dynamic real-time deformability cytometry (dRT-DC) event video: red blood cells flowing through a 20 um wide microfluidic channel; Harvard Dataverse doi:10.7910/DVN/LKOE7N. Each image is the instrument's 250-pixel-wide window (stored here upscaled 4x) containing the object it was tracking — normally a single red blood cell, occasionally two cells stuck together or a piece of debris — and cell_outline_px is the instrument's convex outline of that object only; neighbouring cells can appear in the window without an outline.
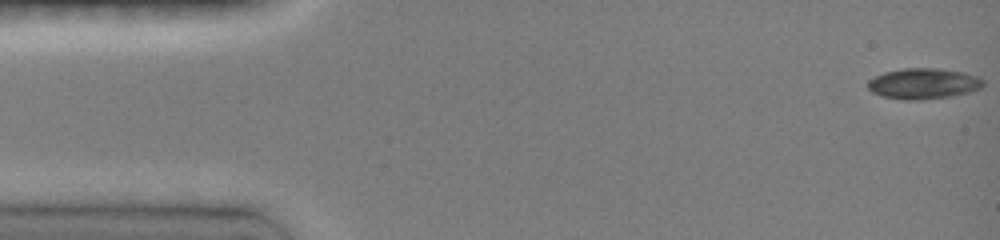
{"species": "common noctule bat (a hibernating species)", "species_latin": "Nyctalus noctula", "temperature_condition": "room temperature", "stored_images_in_passage": 8, "camera_frame_rate_fps": 3000, "um_per_image_px": 0.085, "animal": {"sex": "female", "body_mass_g": 19.0, "forearm_length_mm": 51.5}, "frame": {"image": 1, "passage_image": 1, "time_ms": 0.0, "image_size_px": [1000, 240], "cell_outline_px": [[984, 84], [980, 88], [968, 92], [952, 96], [916, 100], [904, 100], [884, 96], [872, 92], [868, 88], [868, 80], [884, 72], [904, 68], [936, 68], [964, 72], [980, 76], [984, 80]], "centroid_in_image_um": [78.52, 7.1], "position_along_channel_um": 6.5, "area_um2": 20.63}}
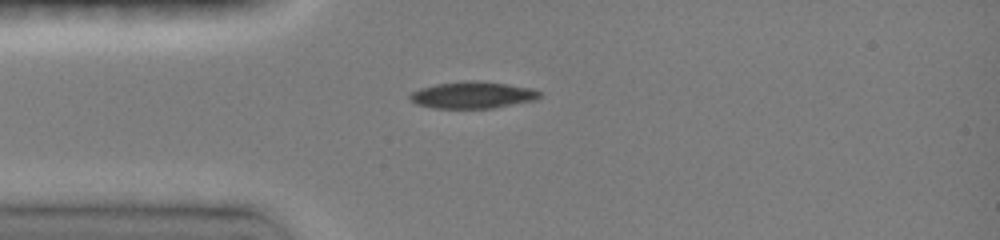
{"frame": {"image": 2, "passage_image": 5, "time_ms": 3.667, "image_size_px": [1000, 240], "cell_outline_px": [[544, 96], [536, 100], [492, 108], [432, 108], [416, 104], [408, 96], [412, 92], [420, 88], [436, 84], [460, 80], [476, 80], [508, 84], [532, 88], [540, 92]], "centroid_in_image_um": [40.19, 8.07], "position_along_channel_um": 44.8, "area_um2": 20.46}}
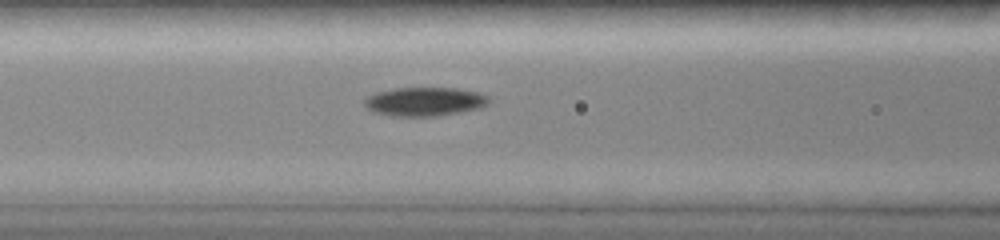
{"frame": {"image": 3, "passage_image": 8, "time_ms": 6.0, "image_size_px": [1000, 240], "cell_outline_px": [[492, 100], [488, 104], [480, 108], [460, 112], [436, 116], [388, 116], [372, 112], [364, 104], [364, 96], [376, 92], [392, 88], [456, 88], [480, 92], [488, 96]], "centroid_in_image_um": [36.08, 8.63], "position_along_channel_um": 130.5, "area_um2": 21.27}}